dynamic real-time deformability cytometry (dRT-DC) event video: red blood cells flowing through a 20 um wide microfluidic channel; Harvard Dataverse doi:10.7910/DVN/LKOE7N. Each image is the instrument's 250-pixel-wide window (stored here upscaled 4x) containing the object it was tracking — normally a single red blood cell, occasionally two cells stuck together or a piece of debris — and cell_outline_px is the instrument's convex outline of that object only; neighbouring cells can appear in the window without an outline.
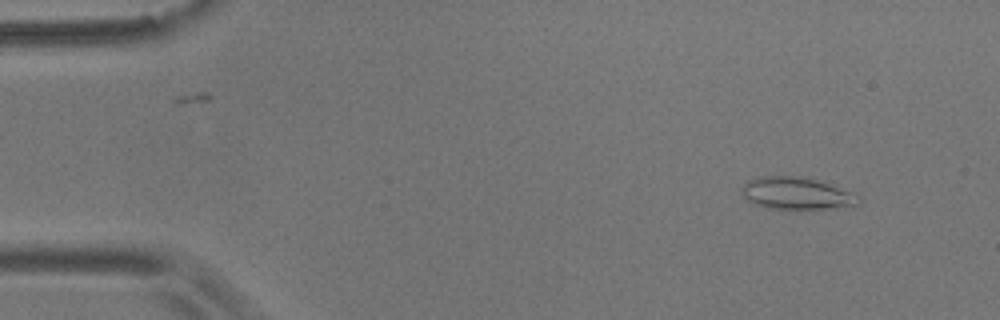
{"species": "common noctule bat (a hibernating species)", "species_latin": "Nyctalus noctula", "temperature_condition": "room temperature", "stored_images_in_passage": 54, "camera_frame_rate_fps": 3000, "um_per_image_px": 0.085, "animal": {"sex": "male", "body_mass_g": 17.9}, "frame": {"image": 1, "passage_image": 4, "time_ms": 1.0, "image_size_px": [1000, 320], "cell_outline_px": [[860, 204], [828, 208], [764, 208], [752, 204], [740, 192], [740, 188], [748, 180], [760, 176], [800, 176], [824, 180], [852, 192], [860, 196]], "centroid_in_image_um": [67.7, 16.41], "position_along_channel_um": 17.3, "area_um2": 22.2}}
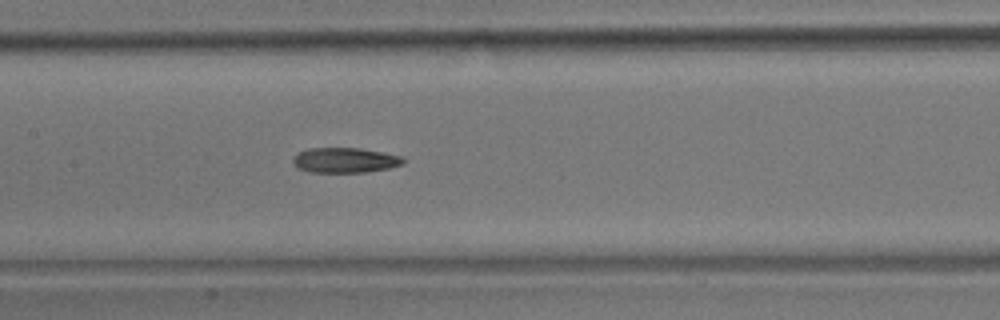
{"frame": {"image": 2, "passage_image": 25, "time_ms": 8.0, "image_size_px": [1000, 320], "cell_outline_px": [[408, 160], [404, 164], [388, 168], [364, 172], [308, 172], [300, 168], [292, 160], [292, 156], [296, 152], [308, 148], [360, 148], [400, 156]], "centroid_in_image_um": [29.31, 13.61], "position_along_channel_um": 178.1, "area_um2": 16.13}}
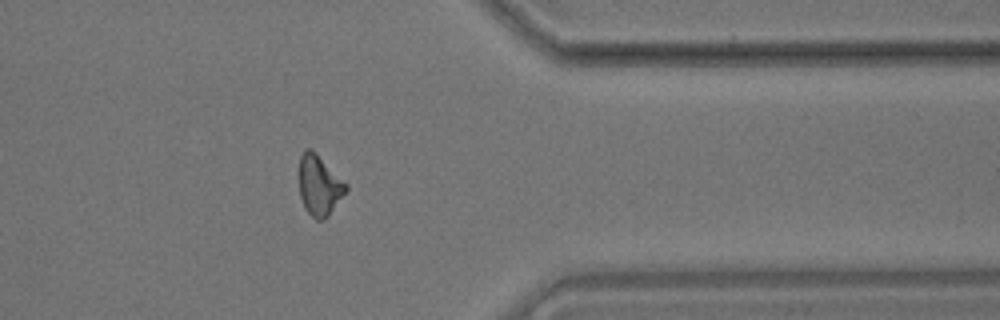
{"frame": {"image": 3, "passage_image": 43, "time_ms": 14.0, "image_size_px": [1000, 320], "cell_outline_px": [[348, 188], [328, 216], [324, 220], [316, 220], [304, 208], [300, 196], [300, 156], [304, 148], [312, 148], [348, 184]], "centroid_in_image_um": [27.14, 15.73], "position_along_channel_um": 384.3, "area_um2": 16.47}, "authors_computed_cell_mechanics": {"area_um2": 16.8776, "velocity_mm_per_s": 3.6552, "shape_relaxation_time_tau1_ms": null, "shape_relaxation_time_tau2_ms": 9.6126, "deformation_change_tau1": null, "deformation_change_tau2": 0.2108}}